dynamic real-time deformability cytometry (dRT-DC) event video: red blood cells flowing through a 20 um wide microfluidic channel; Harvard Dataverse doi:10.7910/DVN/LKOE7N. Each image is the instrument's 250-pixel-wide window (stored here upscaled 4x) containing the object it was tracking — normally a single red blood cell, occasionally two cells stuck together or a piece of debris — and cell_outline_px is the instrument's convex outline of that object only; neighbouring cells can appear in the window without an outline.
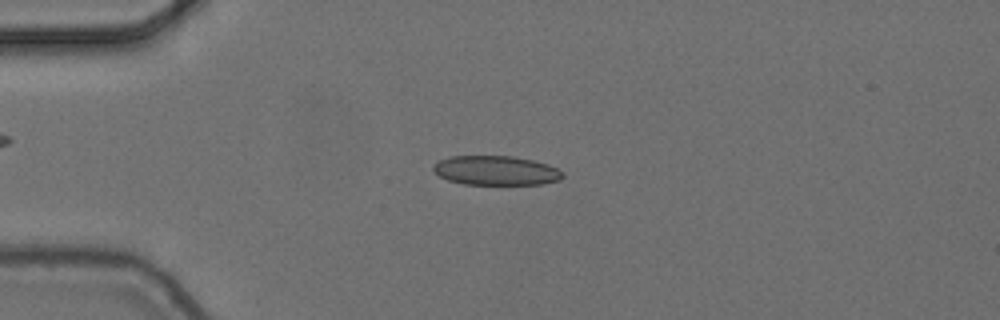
{"species": "common noctule bat (a hibernating species)", "species_latin": "Nyctalus noctula", "temperature_condition": "cold", "stored_images_in_passage": 4, "camera_frame_rate_fps": 3000, "um_per_image_px": 0.085, "animal": {"sex": "female", "body_mass_g": 24.6, "forearm_length_mm": 56.2}, "frame": {"image": 1, "passage_image": 3, "time_ms": 0.667, "image_size_px": [1000, 320], "cell_outline_px": [[564, 176], [560, 180], [540, 184], [464, 184], [448, 180], [440, 176], [432, 168], [432, 164], [448, 156], [512, 156], [536, 160], [548, 164], [564, 172]], "centroid_in_image_um": [42.17, 14.48], "position_along_channel_um": 42.8, "area_um2": 22.25}}